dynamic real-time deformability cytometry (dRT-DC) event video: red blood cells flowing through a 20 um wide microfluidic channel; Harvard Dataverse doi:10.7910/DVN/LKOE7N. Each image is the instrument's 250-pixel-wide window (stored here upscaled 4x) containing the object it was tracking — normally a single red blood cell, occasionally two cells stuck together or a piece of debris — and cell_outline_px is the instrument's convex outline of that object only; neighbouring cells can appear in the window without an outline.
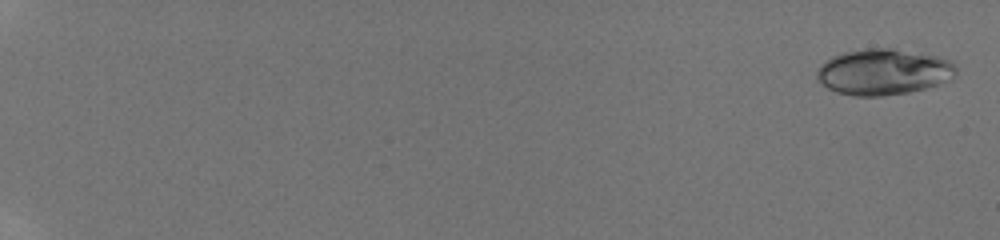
{"species": "human", "species_latin": "Homo sapiens", "temperature_condition": "room temperature", "stored_images_in_passage": 4, "camera_frame_rate_fps": 3000, "um_per_image_px": 0.085, "donor": {"sex": "male"}, "frame": {"image": 1, "passage_image": 2, "time_ms": 0.333, "image_size_px": [1000, 240], "cell_outline_px": [[956, 72], [936, 84], [924, 88], [908, 92], [884, 96], [852, 96], [836, 92], [828, 88], [816, 80], [816, 68], [824, 60], [840, 52], [864, 48], [892, 48], [936, 56], [952, 60], [956, 64]], "centroid_in_image_um": [74.99, 6.09], "position_along_channel_um": 10.0, "area_um2": 37.4}}